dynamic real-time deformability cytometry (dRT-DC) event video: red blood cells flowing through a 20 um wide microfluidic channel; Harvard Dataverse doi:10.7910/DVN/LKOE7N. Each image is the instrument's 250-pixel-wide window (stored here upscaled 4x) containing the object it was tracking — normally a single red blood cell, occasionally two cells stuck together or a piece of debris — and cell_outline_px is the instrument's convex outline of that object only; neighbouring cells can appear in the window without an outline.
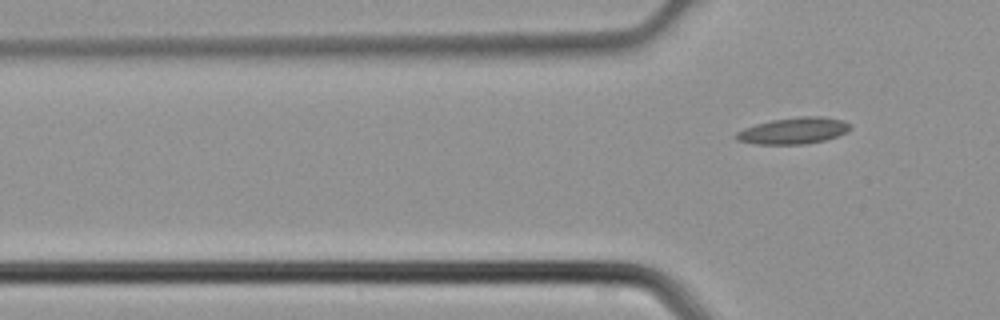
{"species": "common noctule bat (a hibernating species)", "species_latin": "Nyctalus noctula", "temperature_condition": "cold", "stored_images_in_passage": 3, "camera_frame_rate_fps": 3000, "um_per_image_px": 0.085, "animal": {"sex": "male", "body_mass_g": 21.5, "forearm_length_mm": 52.0}, "frame": {"image": 1, "passage_image": 3, "time_ms": 0.667, "image_size_px": [1000, 320], "cell_outline_px": [[852, 128], [836, 136], [824, 140], [804, 144], [756, 144], [736, 140], [736, 132], [744, 128], [756, 124], [772, 120], [800, 116], [820, 116], [844, 120], [852, 124]], "centroid_in_image_um": [67.46, 11.1], "position_along_channel_um": 58.3, "area_um2": 17.51}}